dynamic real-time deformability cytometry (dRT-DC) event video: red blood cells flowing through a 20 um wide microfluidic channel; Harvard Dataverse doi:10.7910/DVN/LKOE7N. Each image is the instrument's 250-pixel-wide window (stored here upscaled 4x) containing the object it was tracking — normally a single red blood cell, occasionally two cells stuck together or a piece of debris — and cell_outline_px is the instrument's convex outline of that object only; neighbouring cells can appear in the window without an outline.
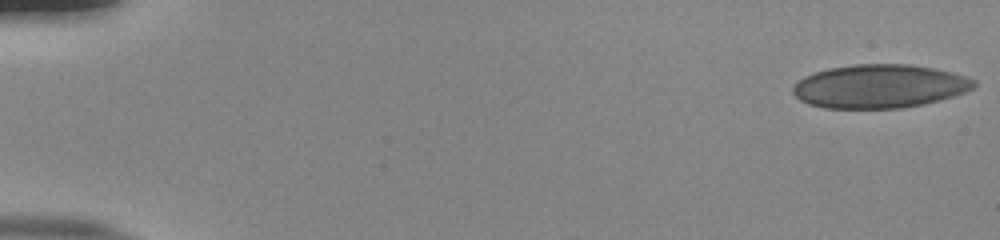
{"species": "human", "species_latin": "Homo sapiens", "temperature_condition": "room temperature", "stored_images_in_passage": 53, "camera_frame_rate_fps": 3000, "um_per_image_px": 0.085, "donor": {"sex": "male"}, "frame": {"image": 1, "passage_image": 1, "time_ms": 0.0, "image_size_px": [1000, 240], "cell_outline_px": [[976, 84], [972, 88], [964, 92], [952, 96], [924, 104], [900, 108], [824, 108], [808, 104], [800, 100], [792, 92], [792, 88], [804, 76], [828, 68], [856, 64], [908, 64], [932, 68], [952, 72], [968, 76], [976, 80]], "centroid_in_image_um": [74.76, 7.33], "position_along_channel_um": 10.2, "area_um2": 45.84}}
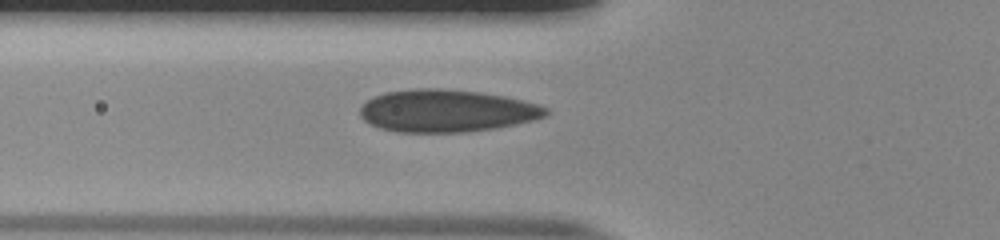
{"frame": {"image": 2, "passage_image": 20, "time_ms": 6.333, "image_size_px": [1000, 240], "cell_outline_px": [[548, 116], [516, 124], [496, 128], [468, 132], [396, 132], [380, 128], [368, 124], [360, 116], [360, 108], [368, 100], [384, 92], [416, 88], [444, 88], [480, 92], [504, 96], [524, 100], [540, 104], [548, 108]], "centroid_in_image_um": [37.98, 9.42], "position_along_channel_um": 87.8, "area_um2": 46.3}}
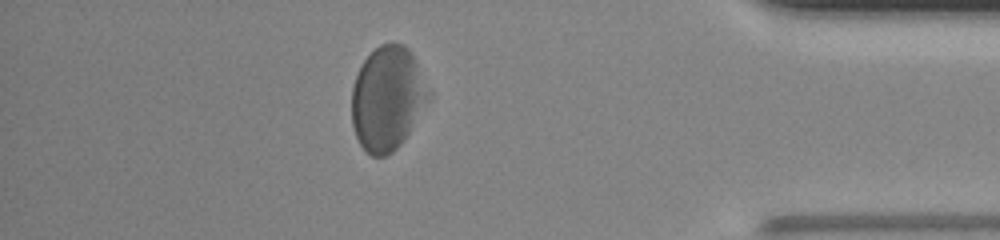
{"frame": {"image": 3, "passage_image": 47, "time_ms": 15.333, "image_size_px": [1000, 240], "cell_outline_px": [[432, 96], [404, 140], [392, 152], [384, 156], [372, 156], [360, 144], [356, 136], [352, 124], [352, 88], [356, 76], [364, 60], [380, 44], [404, 44], [412, 52], [432, 92]], "centroid_in_image_um": [32.97, 8.36], "position_along_channel_um": 402.2, "area_um2": 46.64}, "authors_computed_cell_mechanics": {"area_um2": 46.1244, "velocity_mm_per_s": 3.837, "shape_relaxation_time_tau1_ms": 5.1037, "shape_relaxation_time_tau2_ms": 0.8466, "deformation_change_tau1": 0.1234, "deformation_change_tau2": 0.0504}}